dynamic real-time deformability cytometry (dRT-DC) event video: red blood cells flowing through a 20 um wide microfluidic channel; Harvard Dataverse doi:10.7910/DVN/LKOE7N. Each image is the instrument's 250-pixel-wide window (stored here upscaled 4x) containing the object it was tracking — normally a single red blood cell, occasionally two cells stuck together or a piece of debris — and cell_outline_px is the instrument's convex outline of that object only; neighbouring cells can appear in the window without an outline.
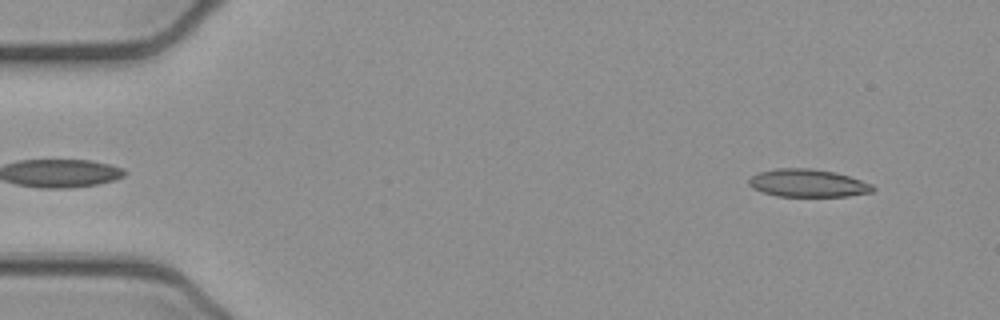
{"species": "common noctule bat (a hibernating species)", "species_latin": "Nyctalus noctula", "temperature_condition": "cold", "stored_images_in_passage": 12, "camera_frame_rate_fps": 3000, "um_per_image_px": 0.085, "animal": {"sex": "female", "body_mass_g": 21.9}, "frame": {"image": 1, "passage_image": 1, "time_ms": 0.0, "image_size_px": [1000, 320], "cell_outline_px": [[876, 188], [872, 192], [848, 196], [776, 196], [760, 192], [752, 188], [748, 184], [748, 180], [756, 172], [776, 168], [808, 168], [836, 172], [872, 184]], "centroid_in_image_um": [68.62, 15.56], "position_along_channel_um": 16.4, "area_um2": 20.23}}
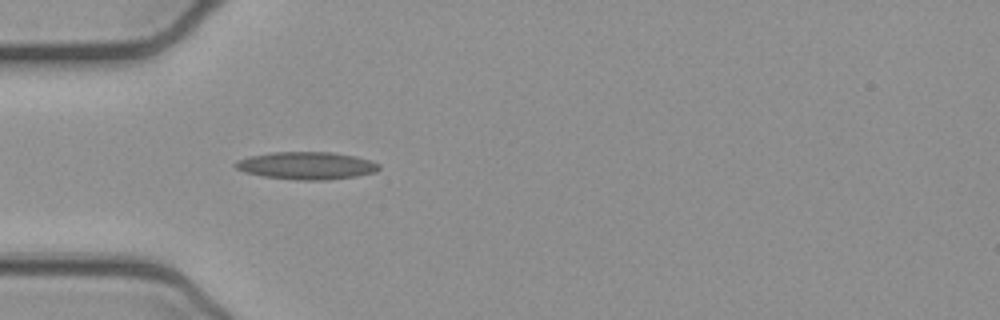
{"frame": {"image": 2, "passage_image": 12, "time_ms": 3.667, "image_size_px": [1000, 320], "cell_outline_px": [[380, 168], [376, 172], [356, 176], [328, 180], [296, 180], [264, 176], [244, 172], [236, 168], [232, 164], [236, 160], [248, 156], [272, 152], [332, 152], [356, 156], [380, 164]], "centroid_in_image_um": [26.03, 14.07], "position_along_channel_um": 59.0, "area_um2": 23.18}}